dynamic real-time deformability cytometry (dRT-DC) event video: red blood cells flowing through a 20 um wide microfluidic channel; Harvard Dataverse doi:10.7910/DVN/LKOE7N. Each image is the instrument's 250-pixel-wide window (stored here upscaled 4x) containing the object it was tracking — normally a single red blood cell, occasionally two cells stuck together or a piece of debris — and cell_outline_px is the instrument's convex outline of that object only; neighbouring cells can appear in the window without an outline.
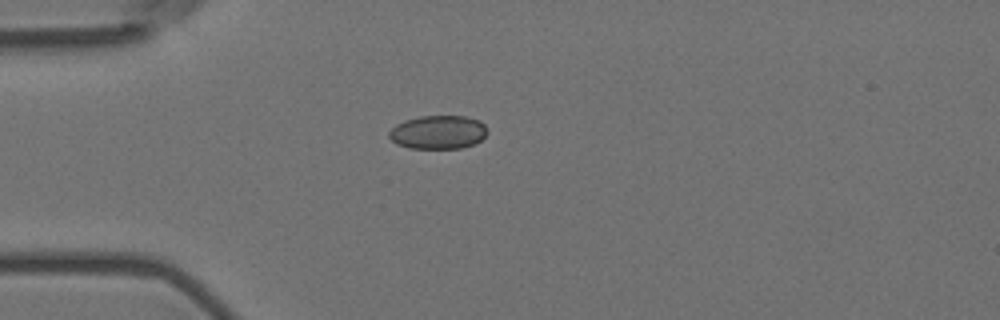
{"species": "Egyptian fruit bat (a non-hibernating species)", "species_latin": "Rousettus aegyptiacus", "temperature_condition": "room temperature", "stored_images_in_passage": 7, "camera_frame_rate_fps": 3000, "um_per_image_px": 0.085, "animal": {"sex": "female"}, "frame": {"image": 1, "passage_image": 1, "time_ms": 0.0, "image_size_px": [1000, 320], "cell_outline_px": [[488, 132], [480, 140], [472, 144], [460, 148], [408, 148], [396, 144], [388, 136], [388, 132], [396, 124], [404, 120], [420, 116], [464, 116], [480, 120], [484, 124]], "centroid_in_image_um": [37.22, 11.23], "position_along_channel_um": 47.8, "area_um2": 19.25}}
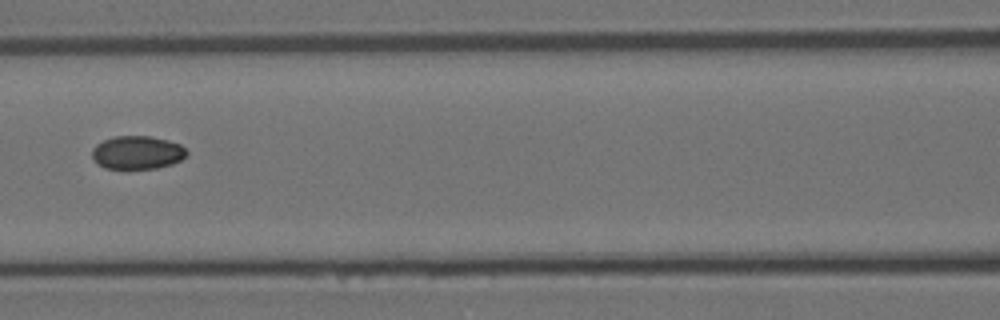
{"frame": {"image": 2, "passage_image": 4, "time_ms": 1.0, "image_size_px": [1000, 320], "cell_outline_px": [[188, 152], [180, 160], [172, 164], [156, 168], [124, 172], [104, 168], [96, 164], [92, 156], [92, 148], [96, 144], [112, 136], [152, 136], [168, 140], [180, 144]], "centroid_in_image_um": [11.61, 13.01], "position_along_channel_um": 155.0, "area_um2": 19.13}}
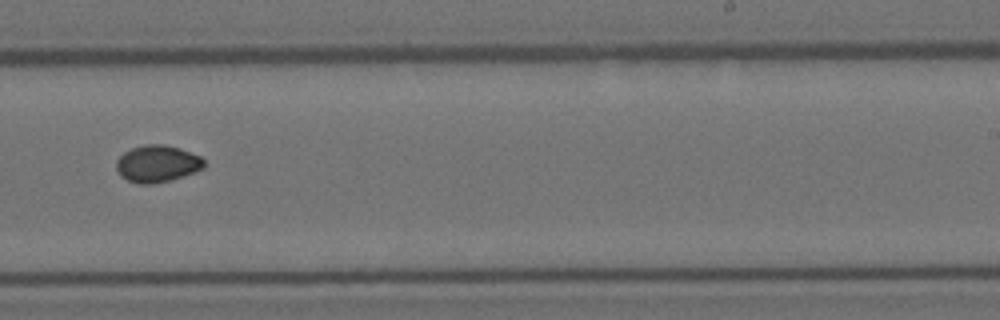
{"frame": {"image": 3, "passage_image": 7, "time_ms": 2.0, "image_size_px": [1000, 320], "cell_outline_px": [[204, 168], [168, 180], [152, 184], [140, 184], [128, 180], [120, 176], [116, 168], [116, 160], [124, 152], [132, 148], [144, 144], [164, 144], [180, 148], [200, 156], [204, 160]], "centroid_in_image_um": [13.33, 13.9], "position_along_channel_um": 275.7, "area_um2": 18.73}}